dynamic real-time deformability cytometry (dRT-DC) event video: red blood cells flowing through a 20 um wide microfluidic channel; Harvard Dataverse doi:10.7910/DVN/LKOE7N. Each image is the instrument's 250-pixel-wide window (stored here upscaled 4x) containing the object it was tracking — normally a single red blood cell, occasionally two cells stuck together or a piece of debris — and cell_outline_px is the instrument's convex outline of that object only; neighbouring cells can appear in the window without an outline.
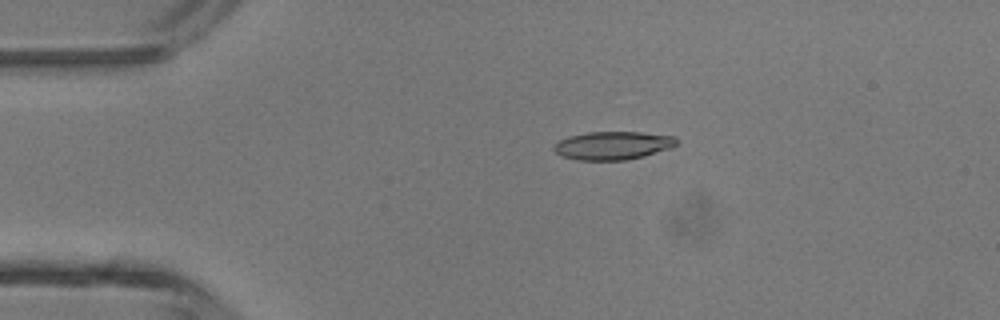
{"species": "common noctule bat (a hibernating species)", "species_latin": "Nyctalus noctula", "temperature_condition": "room temperature", "stored_images_in_passage": 2, "camera_frame_rate_fps": 3000, "um_per_image_px": 0.085, "animal": {"sex": "male", "body_mass_g": 13.3}, "frame": {"image": 1, "passage_image": 1, "time_ms": 0.0, "image_size_px": [1000, 320], "cell_outline_px": [[676, 144], [672, 148], [644, 156], [624, 160], [576, 160], [560, 156], [552, 148], [560, 140], [568, 136], [588, 132], [640, 132], [676, 136]], "centroid_in_image_um": [52.09, 12.37], "position_along_channel_um": 32.9, "area_um2": 20.23}}